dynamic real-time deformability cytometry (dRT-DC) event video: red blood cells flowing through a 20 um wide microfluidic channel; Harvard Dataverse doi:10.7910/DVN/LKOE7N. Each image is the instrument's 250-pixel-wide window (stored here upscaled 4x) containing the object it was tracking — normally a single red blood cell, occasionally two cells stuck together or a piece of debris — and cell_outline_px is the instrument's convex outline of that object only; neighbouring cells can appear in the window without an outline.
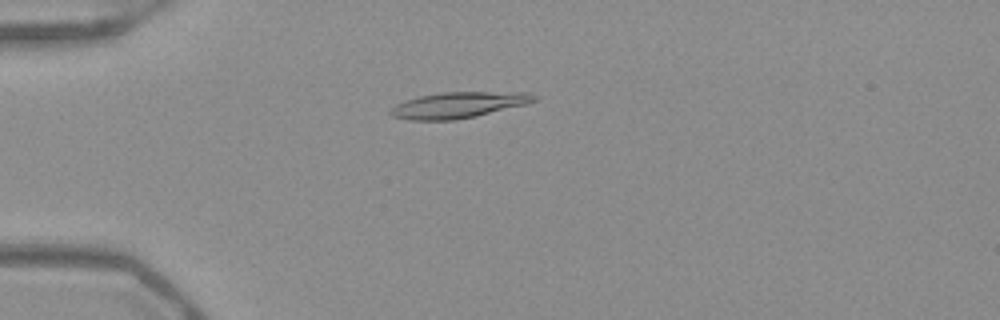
{"species": "Egyptian fruit bat (a non-hibernating species)", "species_latin": "Rousettus aegyptiacus", "temperature_condition": "warm", "stored_images_in_passage": 52, "camera_frame_rate_fps": 3000, "um_per_image_px": 0.085, "frame": {"image": 1, "passage_image": 14, "time_ms": 4.333, "image_size_px": [1000, 320], "cell_outline_px": [[540, 96], [536, 100], [528, 104], [476, 116], [456, 120], [408, 120], [392, 116], [388, 112], [396, 104], [420, 96], [440, 92], [532, 92]], "centroid_in_image_um": [39.04, 8.92], "position_along_channel_um": 46.0, "area_um2": 21.91}}
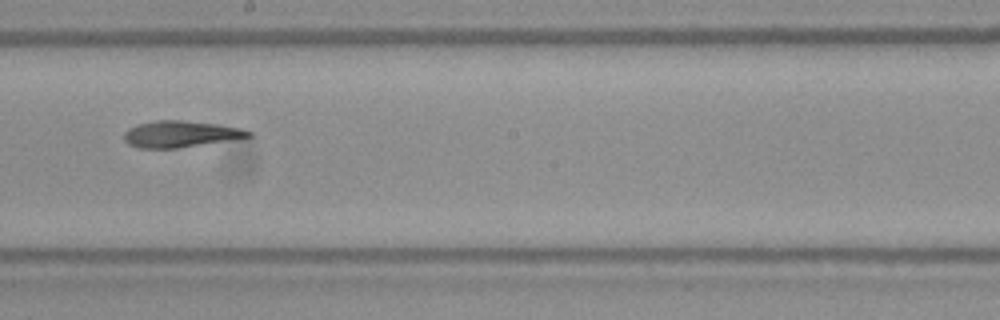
{"frame": {"image": 2, "passage_image": 30, "time_ms": 9.667, "image_size_px": [1000, 320], "cell_outline_px": [[252, 136], [176, 148], [136, 148], [128, 144], [124, 140], [124, 132], [128, 128], [136, 124], [156, 120], [180, 120], [220, 124], [240, 128], [252, 132]], "centroid_in_image_um": [15.28, 11.38], "position_along_channel_um": 232.9, "area_um2": 19.07}}
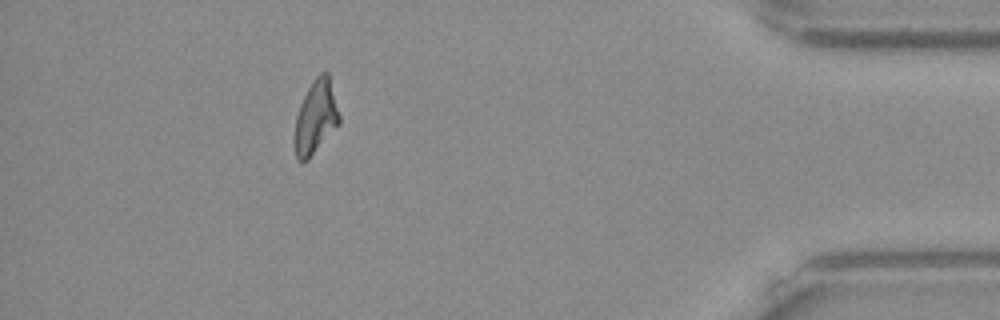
{"frame": {"image": 3, "passage_image": 47, "time_ms": 15.333, "image_size_px": [1000, 320], "cell_outline_px": [[340, 124], [308, 160], [300, 160], [296, 156], [292, 144], [296, 116], [300, 104], [312, 80], [320, 72], [328, 72], [340, 116]], "centroid_in_image_um": [26.82, 9.98], "position_along_channel_um": 408.4, "area_um2": 19.36}, "authors_computed_cell_mechanics": {"area_um2": 20.0566, "velocity_mm_per_s": 3.9354, "shape_relaxation_time_tau1_ms": null, "shape_relaxation_time_tau2_ms": 3.417, "deformation_change_tau1": null, "deformation_change_tau2": 0.1043}}